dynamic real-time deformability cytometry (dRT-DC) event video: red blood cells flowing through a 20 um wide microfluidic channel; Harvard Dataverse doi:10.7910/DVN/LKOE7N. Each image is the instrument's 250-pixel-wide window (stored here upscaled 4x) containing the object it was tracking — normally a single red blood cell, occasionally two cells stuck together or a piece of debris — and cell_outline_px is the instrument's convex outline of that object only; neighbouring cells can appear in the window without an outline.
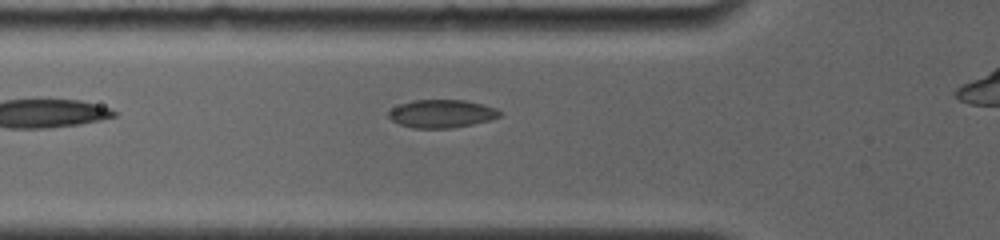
{"species": "common noctule bat (a hibernating species)", "species_latin": "Nyctalus noctula", "temperature_condition": "room temperature", "stored_images_in_passage": 4, "camera_frame_rate_fps": 4000, "um_per_image_px": 0.085, "animal": {"sex": "female", "body_mass_g": 19.0, "forearm_length_mm": 56.7}, "frame": {"image": 1, "passage_image": 4, "time_ms": 2.0, "image_size_px": [1000, 240], "cell_outline_px": [[504, 112], [500, 116], [488, 120], [472, 124], [452, 128], [412, 128], [400, 124], [392, 120], [388, 116], [388, 112], [392, 108], [400, 104], [412, 100], [464, 100], [496, 108]], "centroid_in_image_um": [37.53, 9.66], "position_along_channel_um": 88.3, "area_um2": 18.09}}